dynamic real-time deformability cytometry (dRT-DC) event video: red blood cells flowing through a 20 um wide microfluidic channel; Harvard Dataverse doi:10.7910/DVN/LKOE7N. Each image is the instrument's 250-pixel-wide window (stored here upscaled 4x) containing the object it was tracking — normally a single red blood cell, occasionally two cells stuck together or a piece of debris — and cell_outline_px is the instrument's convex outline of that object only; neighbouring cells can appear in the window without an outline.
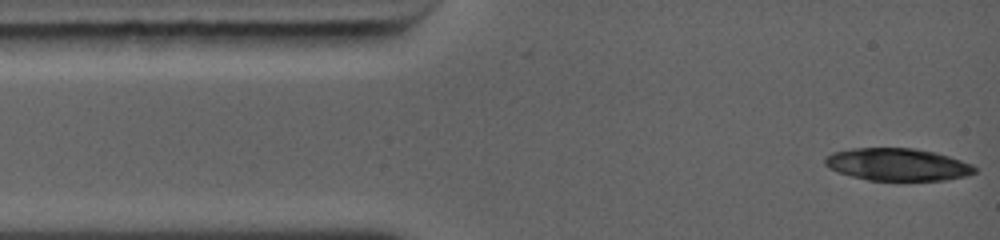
{"species": "common noctule bat (a hibernating species)", "species_latin": "Nyctalus noctula", "temperature_condition": "warm", "stored_images_in_passage": 3, "camera_frame_rate_fps": 5000, "um_per_image_px": 0.085, "animal": {"sex": "female", "body_mass_g": 19.0, "forearm_length_mm": 56.7}, "frame": {"image": 1, "passage_image": 1, "time_ms": 0.0, "image_size_px": [1000, 240], "cell_outline_px": [[976, 172], [964, 176], [948, 180], [868, 180], [852, 176], [828, 168], [824, 164], [824, 156], [832, 152], [852, 148], [912, 148], [936, 152], [972, 164], [976, 168]], "centroid_in_image_um": [76.26, 13.97], "position_along_channel_um": 8.7, "area_um2": 28.26}}